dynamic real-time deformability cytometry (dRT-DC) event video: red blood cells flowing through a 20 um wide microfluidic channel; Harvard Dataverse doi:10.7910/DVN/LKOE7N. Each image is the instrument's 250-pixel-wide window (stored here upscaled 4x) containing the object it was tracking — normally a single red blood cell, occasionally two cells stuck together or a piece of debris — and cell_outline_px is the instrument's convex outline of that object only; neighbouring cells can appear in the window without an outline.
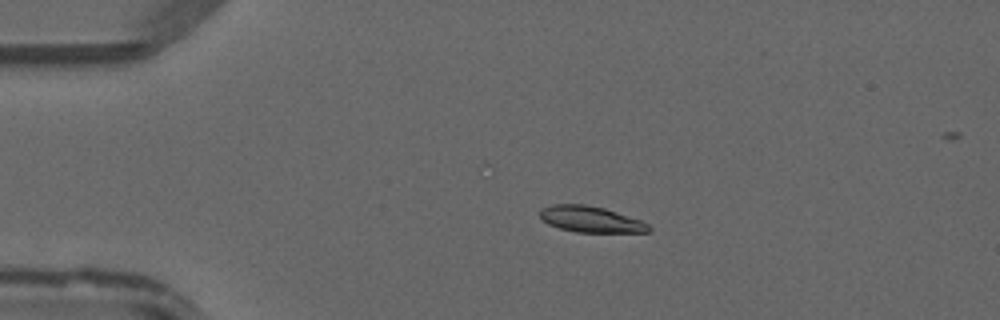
{"species": "common noctule bat (a hibernating species)", "species_latin": "Nyctalus noctula", "temperature_condition": "warm", "stored_images_in_passage": 40, "camera_frame_rate_fps": 3000, "um_per_image_px": 0.085, "animal": {"sex": "male", "forearm_length_mm": 52.5}, "frame": {"image": 1, "passage_image": 10, "time_ms": 3.0, "image_size_px": [1000, 320], "cell_outline_px": [[652, 228], [648, 232], [576, 232], [560, 228], [548, 224], [540, 216], [540, 208], [552, 204], [584, 204], [604, 208], [640, 220], [648, 224]], "centroid_in_image_um": [50.19, 18.63], "position_along_channel_um": 34.8, "area_um2": 16.42}}
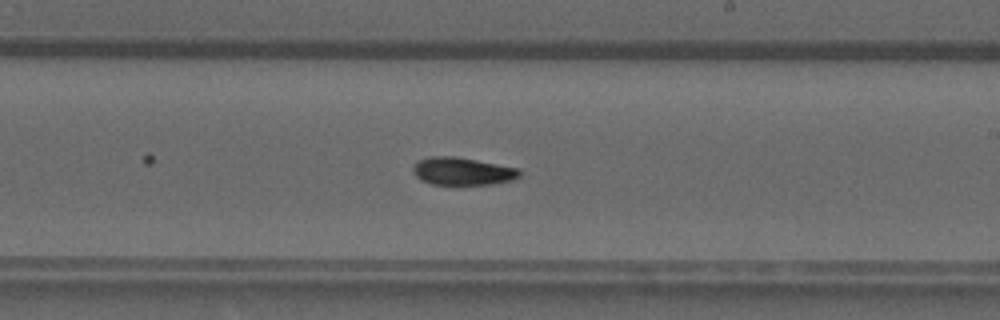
{"frame": {"image": 2, "passage_image": 28, "time_ms": 9.0, "image_size_px": [1000, 320], "cell_outline_px": [[520, 176], [512, 180], [492, 184], [432, 184], [420, 180], [412, 172], [412, 168], [420, 160], [432, 156], [456, 156], [520, 168]], "centroid_in_image_um": [39.32, 14.55], "position_along_channel_um": 249.7, "area_um2": 17.17}}
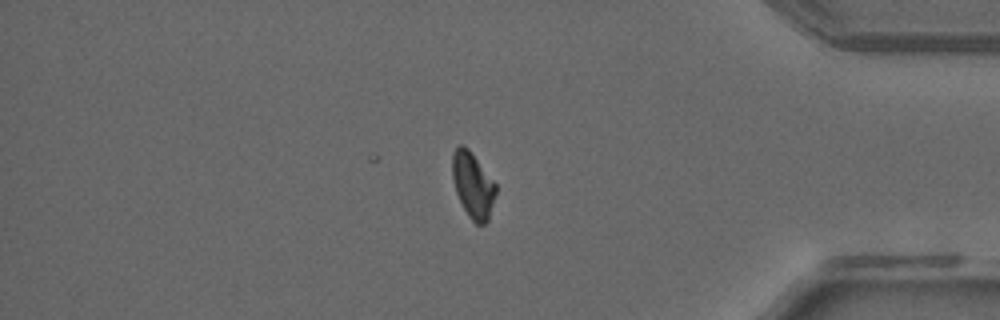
{"frame": {"image": 3, "passage_image": 40, "time_ms": 13.0, "image_size_px": [1000, 320], "cell_outline_px": [[496, 192], [488, 220], [484, 224], [476, 224], [468, 216], [456, 192], [452, 176], [452, 156], [456, 148], [460, 144], [464, 144], [468, 148], [496, 184]], "centroid_in_image_um": [40.19, 15.73], "position_along_channel_um": 395.0, "area_um2": 16.42}}